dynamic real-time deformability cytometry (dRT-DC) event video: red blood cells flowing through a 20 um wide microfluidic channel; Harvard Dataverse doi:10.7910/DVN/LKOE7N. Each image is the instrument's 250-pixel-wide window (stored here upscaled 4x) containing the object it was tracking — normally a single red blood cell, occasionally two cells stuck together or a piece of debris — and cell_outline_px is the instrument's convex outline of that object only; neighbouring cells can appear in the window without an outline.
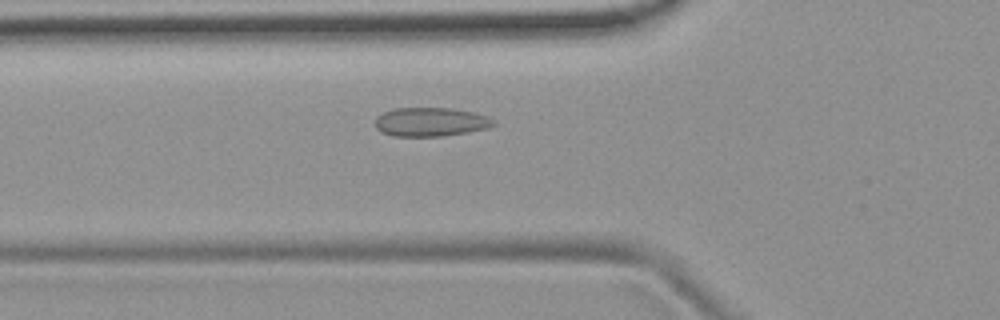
{"species": "common noctule bat (a hibernating species)", "species_latin": "Nyctalus noctula", "temperature_condition": "room temperature", "stored_images_in_passage": 40, "camera_frame_rate_fps": 3000, "um_per_image_px": 0.085, "animal": {"sex": "female", "body_mass_g": 19.9}, "frame": {"image": 1, "passage_image": 5, "time_ms": 1.333, "image_size_px": [1000, 320], "cell_outline_px": [[496, 124], [488, 128], [468, 132], [444, 136], [392, 136], [380, 132], [376, 128], [376, 116], [392, 108], [452, 108], [476, 112], [488, 116], [496, 120]], "centroid_in_image_um": [36.63, 10.36], "position_along_channel_um": 89.2, "area_um2": 20.23}}
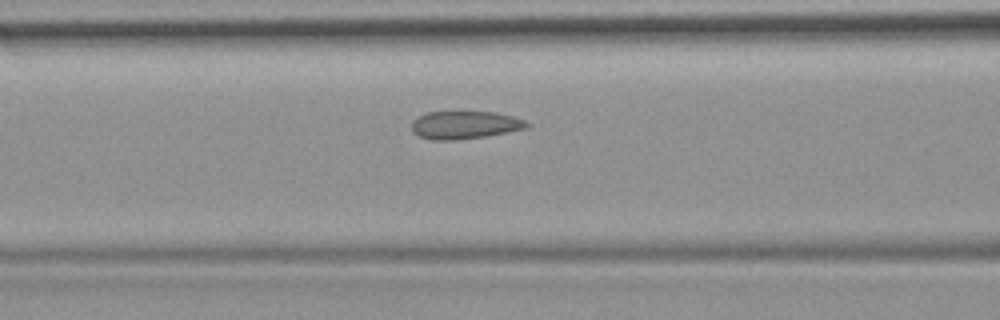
{"frame": {"image": 2, "passage_image": 8, "time_ms": 2.333, "image_size_px": [1000, 320], "cell_outline_px": [[528, 128], [508, 132], [484, 136], [456, 140], [432, 140], [420, 136], [412, 132], [412, 120], [428, 112], [496, 112], [512, 116], [524, 120], [528, 124]], "centroid_in_image_um": [39.49, 10.62], "position_along_channel_um": 127.1, "area_um2": 18.55}}
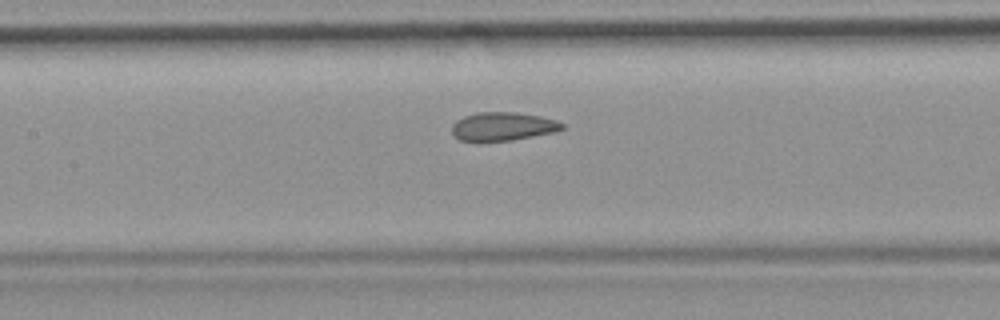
{"frame": {"image": 3, "passage_image": 11, "time_ms": 3.333, "image_size_px": [1000, 320], "cell_outline_px": [[568, 128], [556, 132], [512, 140], [460, 140], [452, 132], [452, 124], [456, 120], [464, 116], [476, 112], [516, 112], [540, 116], [556, 120], [564, 124]], "centroid_in_image_um": [42.8, 10.73], "position_along_channel_um": 164.6, "area_um2": 18.26}, "authors_computed_cell_mechanics": {"area_um2": 18.8139, "velocity_mm_per_s": 3.7467, "shape_relaxation_time_tau1_ms": null, "shape_relaxation_time_tau2_ms": 0.9644, "deformation_change_tau1": null, "deformation_change_tau2": 0.0664}}